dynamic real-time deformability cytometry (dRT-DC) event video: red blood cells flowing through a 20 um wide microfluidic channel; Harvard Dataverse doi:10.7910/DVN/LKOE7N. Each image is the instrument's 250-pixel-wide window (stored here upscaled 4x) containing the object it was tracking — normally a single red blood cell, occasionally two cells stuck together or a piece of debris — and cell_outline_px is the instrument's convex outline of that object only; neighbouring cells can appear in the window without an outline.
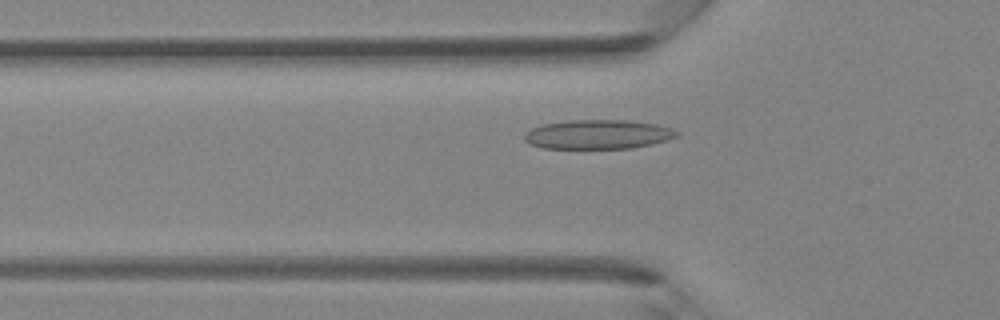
{"species": "Egyptian fruit bat (a non-hibernating species)", "species_latin": "Rousettus aegyptiacus", "temperature_condition": "room temperature", "stored_images_in_passage": 41, "camera_frame_rate_fps": 3000, "um_per_image_px": 0.085, "animal": {"sex": "female"}, "frame": {"image": 1, "passage_image": 12, "time_ms": 3.667, "image_size_px": [1000, 320], "cell_outline_px": [[680, 136], [668, 140], [652, 144], [632, 148], [544, 148], [532, 144], [524, 140], [524, 132], [532, 128], [544, 124], [568, 120], [624, 120], [656, 124], [680, 132]], "centroid_in_image_um": [50.84, 11.42], "position_along_channel_um": 75.0, "area_um2": 25.89}}
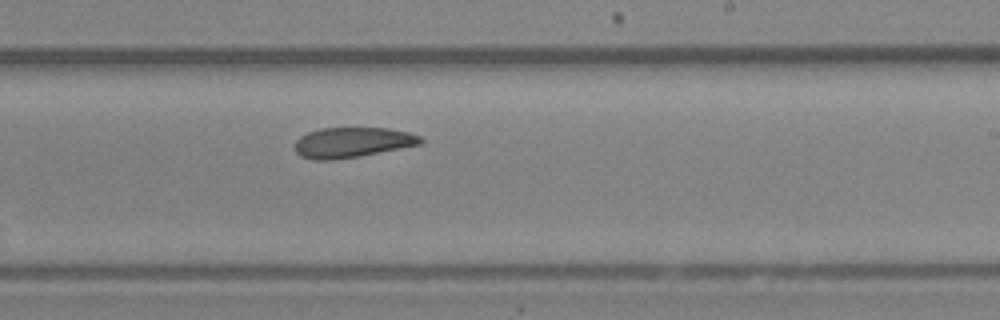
{"frame": {"image": 2, "passage_image": 24, "time_ms": 7.667, "image_size_px": [1000, 320], "cell_outline_px": [[424, 140], [420, 144], [360, 156], [332, 160], [312, 160], [300, 156], [296, 152], [296, 140], [300, 136], [308, 132], [320, 128], [388, 128], [408, 132], [420, 136]], "centroid_in_image_um": [29.92, 12.1], "position_along_channel_um": 259.1, "area_um2": 22.08}}
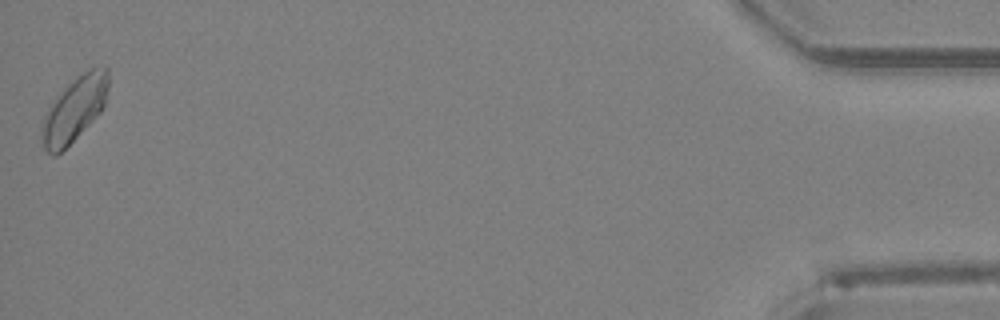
{"frame": {"image": 3, "passage_image": 41, "time_ms": 13.333, "image_size_px": [1000, 320], "cell_outline_px": [[108, 88], [104, 104], [100, 112], [56, 156], [52, 156], [44, 148], [40, 140], [40, 128], [44, 116], [48, 108], [56, 96], [76, 76], [88, 68], [104, 64], [108, 68]], "centroid_in_image_um": [6.3, 9.24], "position_along_channel_um": 428.9, "area_um2": 25.09}}